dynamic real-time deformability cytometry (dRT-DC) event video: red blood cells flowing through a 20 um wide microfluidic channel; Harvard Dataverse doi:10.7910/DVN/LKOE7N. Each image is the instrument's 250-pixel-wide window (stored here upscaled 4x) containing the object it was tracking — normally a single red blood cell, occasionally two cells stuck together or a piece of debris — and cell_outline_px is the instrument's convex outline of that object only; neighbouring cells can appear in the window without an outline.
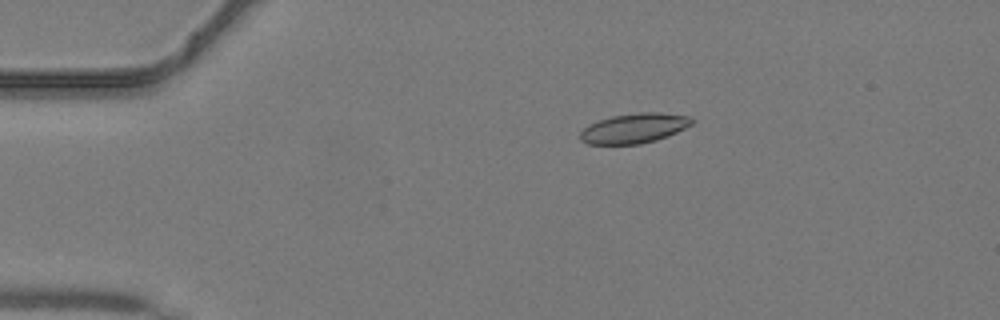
{"species": "common noctule bat (a hibernating species)", "species_latin": "Nyctalus noctula", "temperature_condition": "warm", "stored_images_in_passage": 37, "camera_frame_rate_fps": 3000, "um_per_image_px": 0.085, "animal": {"sex": "male", "body_mass_g": 19.2, "forearm_length_mm": 51.8}, "frame": {"image": 1, "passage_image": 2, "time_ms": 0.333, "image_size_px": [1000, 320], "cell_outline_px": [[692, 124], [684, 128], [664, 136], [652, 140], [636, 144], [588, 144], [580, 136], [580, 132], [584, 128], [600, 120], [616, 116], [684, 116], [692, 120]], "centroid_in_image_um": [53.77, 10.98], "position_along_channel_um": 31.2, "area_um2": 17.22}}
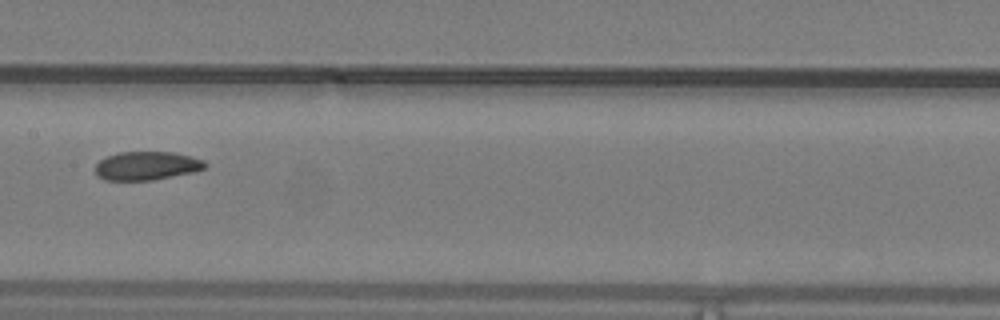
{"frame": {"image": 2, "passage_image": 16, "time_ms": 5.0, "image_size_px": [1000, 320], "cell_outline_px": [[204, 168], [188, 172], [148, 180], [108, 180], [100, 176], [96, 172], [96, 164], [100, 160], [108, 156], [120, 152], [168, 152], [188, 156], [200, 160], [204, 164]], "centroid_in_image_um": [12.37, 14.08], "position_along_channel_um": 195.0, "area_um2": 17.34}}
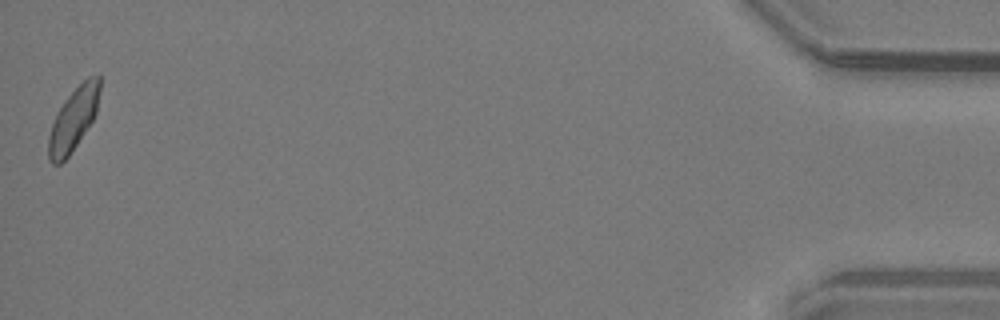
{"frame": {"image": 3, "passage_image": 37, "time_ms": 12.0, "image_size_px": [1000, 320], "cell_outline_px": [[100, 88], [96, 112], [92, 120], [68, 156], [60, 164], [52, 164], [48, 160], [48, 136], [52, 124], [64, 100], [88, 76], [100, 76]], "centroid_in_image_um": [6.22, 10.15], "position_along_channel_um": 429.0, "area_um2": 18.26}}